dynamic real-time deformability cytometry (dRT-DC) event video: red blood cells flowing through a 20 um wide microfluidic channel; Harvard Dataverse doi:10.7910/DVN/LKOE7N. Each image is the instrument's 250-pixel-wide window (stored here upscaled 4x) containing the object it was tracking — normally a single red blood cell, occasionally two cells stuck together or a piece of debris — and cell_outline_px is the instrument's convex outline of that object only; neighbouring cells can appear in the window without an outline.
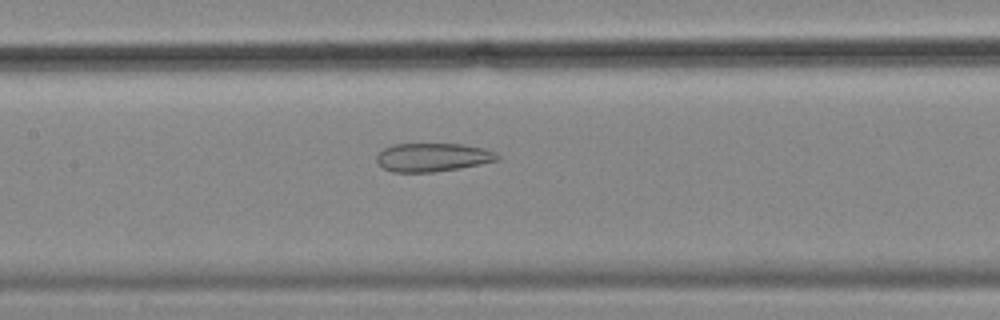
{"species": "common noctule bat (a hibernating species)", "species_latin": "Nyctalus noctula", "temperature_condition": "cold", "stored_images_in_passage": 55, "camera_frame_rate_fps": 3000, "um_per_image_px": 0.085, "animal": {"sex": "female", "body_mass_g": 18.4}, "frame": {"image": 1, "passage_image": 25, "time_ms": 8.0, "image_size_px": [1000, 320], "cell_outline_px": [[500, 160], [480, 164], [432, 172], [392, 172], [384, 168], [376, 160], [376, 156], [384, 148], [392, 144], [460, 144], [484, 148], [496, 152], [500, 156]], "centroid_in_image_um": [36.79, 13.36], "position_along_channel_um": 170.6, "area_um2": 19.94}}
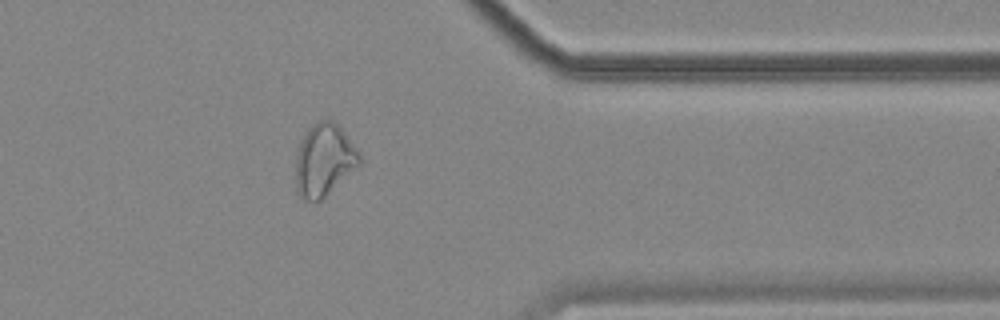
{"frame": {"image": 2, "passage_image": 44, "time_ms": 14.333, "image_size_px": [1000, 320], "cell_outline_px": [[360, 164], [320, 200], [304, 200], [296, 192], [296, 156], [300, 140], [304, 132], [308, 128], [320, 120], [332, 120], [344, 132], [360, 152]], "centroid_in_image_um": [27.52, 13.58], "position_along_channel_um": 383.9, "area_um2": 26.59}}
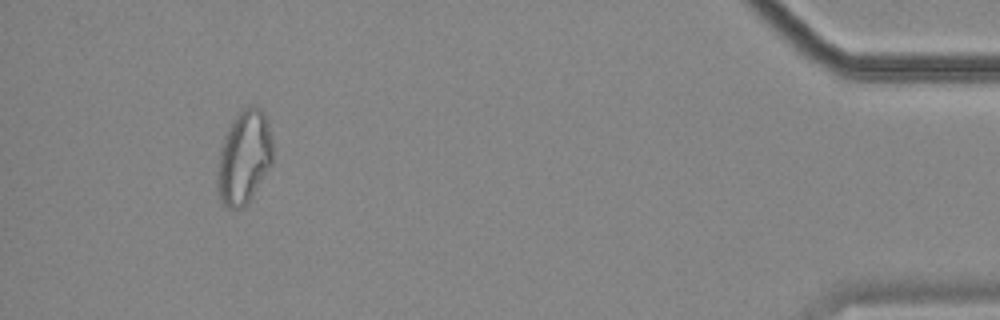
{"frame": {"image": 3, "passage_image": 51, "time_ms": 16.667, "image_size_px": [1000, 320], "cell_outline_px": [[272, 164], [252, 196], [244, 208], [228, 208], [224, 204], [216, 188], [216, 168], [220, 148], [224, 136], [232, 120], [244, 108], [252, 104], [264, 108], [268, 120], [272, 136]], "centroid_in_image_um": [20.75, 13.33], "position_along_channel_um": 414.5, "area_um2": 30.75}, "authors_computed_cell_mechanics": {"area_um2": 27.5128, "velocity_mm_per_s": 3.5687, "shape_relaxation_time_tau1_ms": null, "shape_relaxation_time_tau2_ms": 2.9594, "deformation_change_tau1": null, "deformation_change_tau2": 0.1227}}